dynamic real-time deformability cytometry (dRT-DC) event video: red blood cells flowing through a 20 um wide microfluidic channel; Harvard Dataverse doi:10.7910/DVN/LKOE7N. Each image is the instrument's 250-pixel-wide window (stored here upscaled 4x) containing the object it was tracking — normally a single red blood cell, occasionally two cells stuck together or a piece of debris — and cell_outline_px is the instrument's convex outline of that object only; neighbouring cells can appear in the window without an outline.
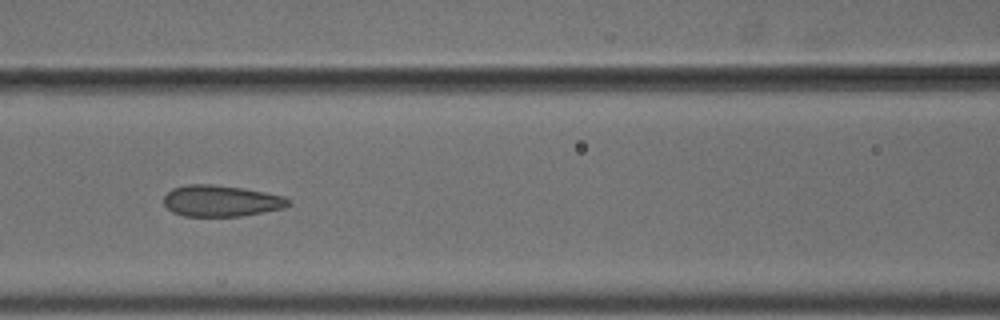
{"species": "common noctule bat (a hibernating species)", "species_latin": "Nyctalus noctula", "temperature_condition": "cold", "stored_images_in_passage": 13, "camera_frame_rate_fps": 3000, "um_per_image_px": 0.085, "animal": {"sex": "male", "body_mass_g": 18.8}, "frame": {"image": 1, "passage_image": 6, "time_ms": 1.667, "image_size_px": [1000, 320], "cell_outline_px": [[292, 204], [284, 208], [244, 216], [184, 216], [172, 212], [164, 204], [164, 196], [172, 188], [188, 184], [208, 184], [244, 188], [284, 196], [292, 200]], "centroid_in_image_um": [18.83, 17.08], "position_along_channel_um": 147.8, "area_um2": 22.89}}
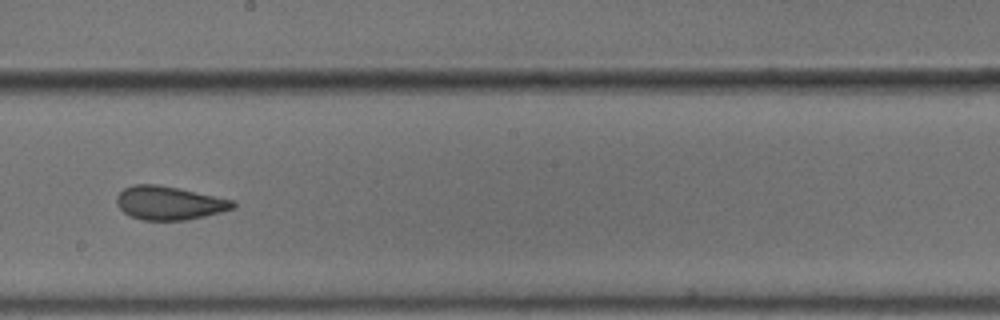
{"frame": {"image": 2, "passage_image": 8, "time_ms": 2.333, "image_size_px": [1000, 320], "cell_outline_px": [[236, 208], [204, 216], [184, 220], [144, 220], [132, 216], [124, 212], [116, 204], [116, 196], [124, 188], [132, 184], [156, 184], [180, 188], [236, 200]], "centroid_in_image_um": [14.41, 17.24], "position_along_channel_um": 233.8, "area_um2": 22.89}}
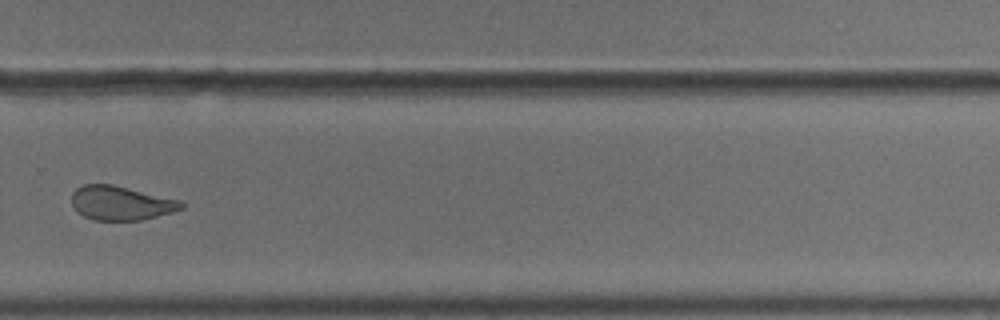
{"frame": {"image": 3, "passage_image": 10, "time_ms": 3.0, "image_size_px": [1000, 320], "cell_outline_px": [[184, 208], [172, 212], [140, 220], [92, 220], [76, 212], [72, 204], [72, 192], [76, 188], [84, 184], [112, 184], [184, 200]], "centroid_in_image_um": [10.29, 17.25], "position_along_channel_um": 319.5, "area_um2": 22.08}}